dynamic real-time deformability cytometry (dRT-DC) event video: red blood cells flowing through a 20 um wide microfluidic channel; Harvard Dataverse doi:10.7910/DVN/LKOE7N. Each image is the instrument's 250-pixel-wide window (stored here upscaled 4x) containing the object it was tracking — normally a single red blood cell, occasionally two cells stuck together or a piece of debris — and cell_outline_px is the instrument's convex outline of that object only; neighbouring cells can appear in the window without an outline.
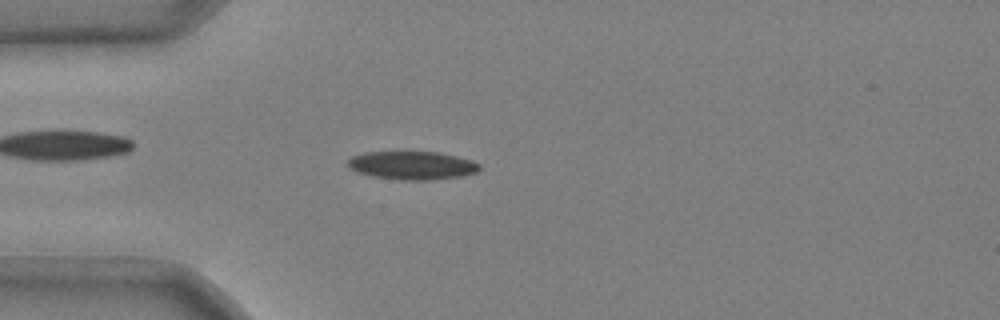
{"species": "common noctule bat (a hibernating species)", "species_latin": "Nyctalus noctula", "temperature_condition": "cold", "stored_images_in_passage": 50, "camera_frame_rate_fps": 3000, "um_per_image_px": 0.085, "animal": {"sex": "male", "body_mass_g": 20.4}, "frame": {"image": 1, "passage_image": 13, "time_ms": 4.0, "image_size_px": [1000, 320], "cell_outline_px": [[480, 168], [476, 172], [460, 176], [428, 180], [400, 180], [372, 176], [356, 172], [348, 164], [348, 160], [352, 156], [364, 152], [436, 152], [456, 156], [472, 160], [480, 164]], "centroid_in_image_um": [35.03, 14.06], "position_along_channel_um": 50.0, "area_um2": 21.56}}
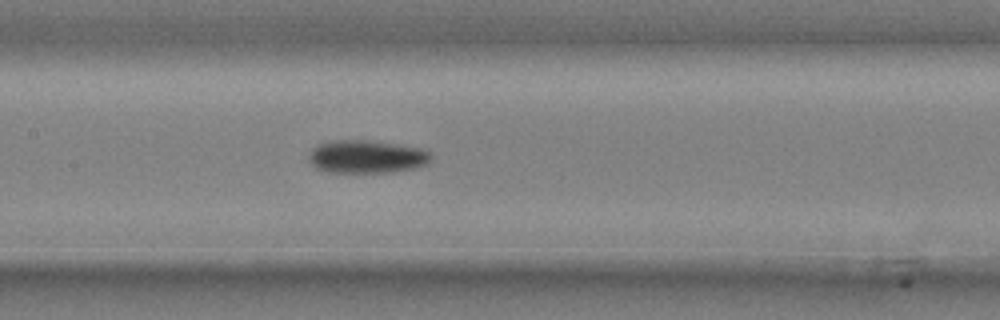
{"frame": {"image": 2, "passage_image": 24, "time_ms": 7.667, "image_size_px": [1000, 320], "cell_outline_px": [[432, 160], [428, 164], [416, 168], [396, 172], [328, 172], [316, 168], [308, 160], [308, 156], [312, 148], [320, 144], [336, 140], [364, 140], [420, 148], [428, 152], [432, 156]], "centroid_in_image_um": [31.17, 13.34], "position_along_channel_um": 176.2, "area_um2": 23.41}}
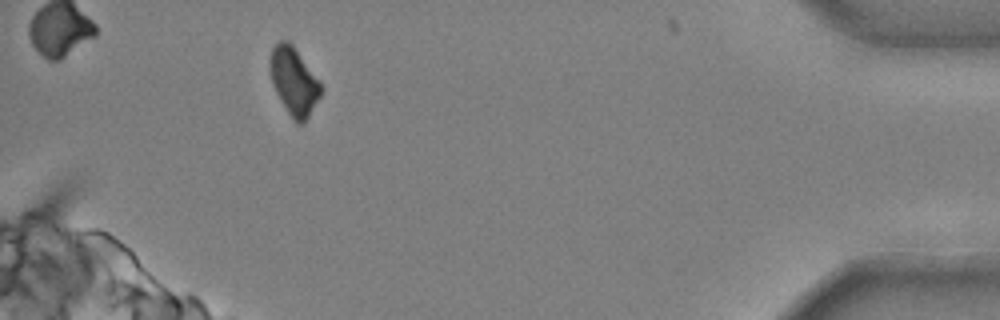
{"frame": {"image": 3, "passage_image": 47, "time_ms": 15.333, "image_size_px": [1000, 320], "cell_outline_px": [[320, 96], [304, 124], [296, 124], [292, 120], [280, 100], [272, 84], [268, 64], [268, 60], [272, 48], [280, 40], [288, 40], [292, 44], [320, 84]], "centroid_in_image_um": [24.92, 6.93], "position_along_channel_um": 410.3, "area_um2": 19.83}, "authors_computed_cell_mechanics": {"area_um2": 22.0507, "velocity_mm_per_s": 3.7179, "shape_relaxation_time_tau1_ms": 4.8803, "shape_relaxation_time_tau2_ms": null, "deformation_change_tau1": 0.1243, "deformation_change_tau2": null}}